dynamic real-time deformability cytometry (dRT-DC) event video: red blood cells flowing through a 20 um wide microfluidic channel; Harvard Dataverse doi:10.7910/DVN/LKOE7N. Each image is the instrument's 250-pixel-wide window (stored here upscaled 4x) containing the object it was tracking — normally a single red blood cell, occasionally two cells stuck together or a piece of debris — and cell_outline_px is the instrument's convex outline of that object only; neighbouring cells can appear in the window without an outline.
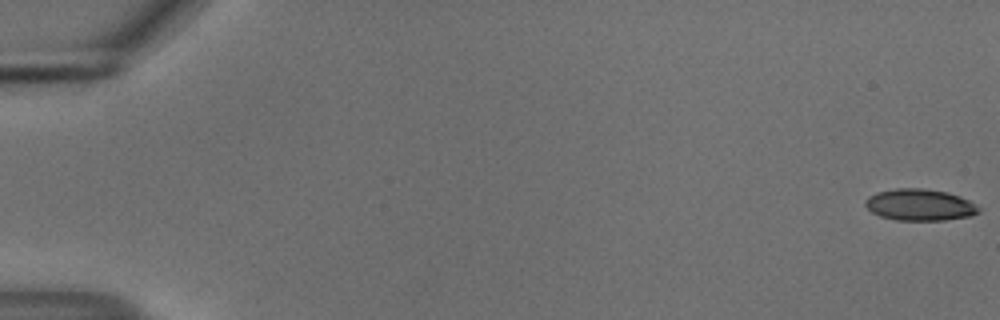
{"species": "common noctule bat (a hibernating species)", "species_latin": "Nyctalus noctula", "temperature_condition": "cold", "stored_images_in_passage": 56, "camera_frame_rate_fps": 3000, "um_per_image_px": 0.085, "animal": {"sex": "male", "body_mass_g": 18.8}, "frame": {"image": 1, "passage_image": 1, "time_ms": 0.0, "image_size_px": [1000, 320], "cell_outline_px": [[980, 212], [972, 216], [944, 220], [896, 220], [880, 216], [872, 212], [864, 204], [864, 200], [868, 196], [876, 192], [896, 188], [924, 188], [948, 192], [960, 196], [976, 204], [980, 208]], "centroid_in_image_um": [78.19, 17.4], "position_along_channel_um": 6.8, "area_um2": 21.1}}
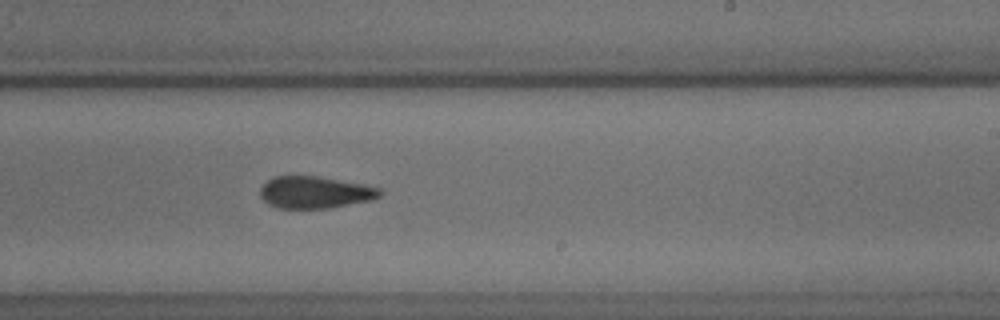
{"frame": {"image": 2, "passage_image": 35, "time_ms": 11.333, "image_size_px": [1000, 320], "cell_outline_px": [[384, 192], [380, 196], [372, 200], [328, 208], [280, 208], [268, 204], [260, 196], [260, 188], [272, 176], [316, 176], [364, 184], [380, 188]], "centroid_in_image_um": [26.79, 16.34], "position_along_channel_um": 262.2, "area_um2": 22.31}}
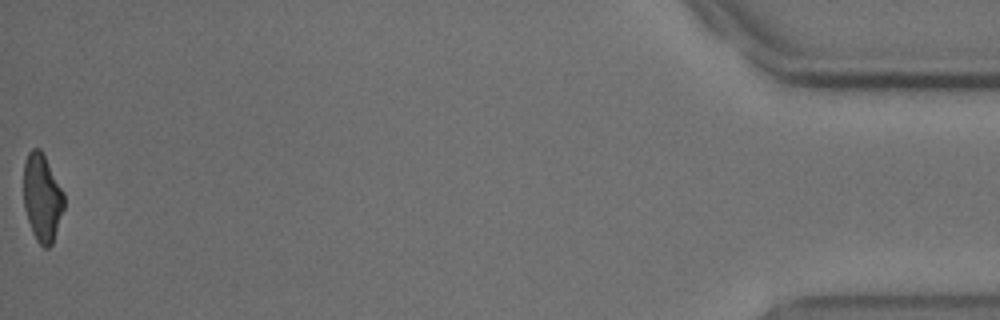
{"frame": {"image": 3, "passage_image": 56, "time_ms": 18.333, "image_size_px": [1000, 320], "cell_outline_px": [[64, 208], [52, 244], [48, 248], [44, 248], [36, 240], [32, 232], [24, 208], [24, 164], [28, 152], [32, 148], [40, 148], [64, 192]], "centroid_in_image_um": [3.58, 16.81], "position_along_channel_um": 431.6, "area_um2": 20.58}, "authors_computed_cell_mechanics": {"area_um2": 22.2819, "velocity_mm_per_s": 3.7016, "shape_relaxation_time_tau1_ms": 7.2635, "shape_relaxation_time_tau2_ms": 3.8908, "deformation_change_tau1": 0.1564, "deformation_change_tau2": 0.104}}